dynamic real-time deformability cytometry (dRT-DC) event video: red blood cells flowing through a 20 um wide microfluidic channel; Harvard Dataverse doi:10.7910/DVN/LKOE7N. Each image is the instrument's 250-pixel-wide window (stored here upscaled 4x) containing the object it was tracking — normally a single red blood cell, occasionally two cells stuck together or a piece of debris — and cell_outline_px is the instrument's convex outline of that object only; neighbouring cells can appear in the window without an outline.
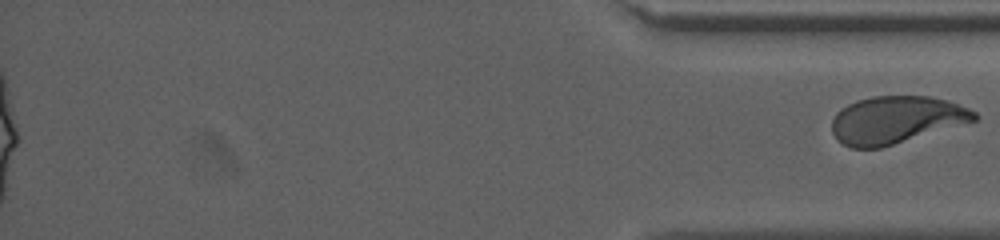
{"species": "human", "species_latin": "Homo sapiens", "temperature_condition": "cold", "stored_images_in_passage": 53, "segment_of_instrument_passage": [2, 2], "camera_frame_rate_fps": 3000, "um_per_image_px": 0.085, "donor": {"sex": "female"}, "frame": {"image": 1, "passage_image": 53, "time_ms": 12.667, "image_size_px": [1000, 240], "cell_outline_px": [[980, 116], [976, 120], [880, 148], [852, 148], [844, 144], [832, 132], [832, 120], [836, 112], [848, 104], [856, 100], [872, 96], [928, 96], [948, 100], [968, 108], [976, 112]], "centroid_in_image_um": [76.16, 10.17], "position_along_channel_um": 359.0, "area_um2": 39.07}}